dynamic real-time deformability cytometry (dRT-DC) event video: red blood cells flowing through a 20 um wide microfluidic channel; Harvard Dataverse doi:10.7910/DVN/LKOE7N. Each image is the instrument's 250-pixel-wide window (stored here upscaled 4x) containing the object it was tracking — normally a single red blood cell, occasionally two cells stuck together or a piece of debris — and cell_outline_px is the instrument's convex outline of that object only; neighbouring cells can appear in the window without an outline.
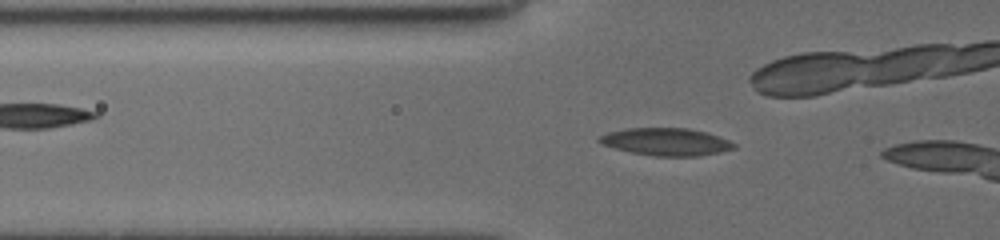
{"species": "common noctule bat (a hibernating species)", "species_latin": "Nyctalus noctula", "temperature_condition": "cold", "stored_images_in_passage": 42, "camera_frame_rate_fps": 3000, "um_per_image_px": 0.085, "animal": {"sex": "female", "body_mass_g": 19.5, "forearm_length_mm": 54.1}, "frame": {"image": 1, "passage_image": 7, "time_ms": 1.667, "image_size_px": [1000, 240], "cell_outline_px": [[736, 148], [720, 152], [700, 156], [652, 156], [632, 152], [616, 148], [604, 144], [596, 140], [600, 136], [608, 132], [624, 128], [688, 128], [708, 132], [728, 140], [736, 144]], "centroid_in_image_um": [56.65, 12.05], "position_along_channel_um": 69.1, "area_um2": 21.56}}